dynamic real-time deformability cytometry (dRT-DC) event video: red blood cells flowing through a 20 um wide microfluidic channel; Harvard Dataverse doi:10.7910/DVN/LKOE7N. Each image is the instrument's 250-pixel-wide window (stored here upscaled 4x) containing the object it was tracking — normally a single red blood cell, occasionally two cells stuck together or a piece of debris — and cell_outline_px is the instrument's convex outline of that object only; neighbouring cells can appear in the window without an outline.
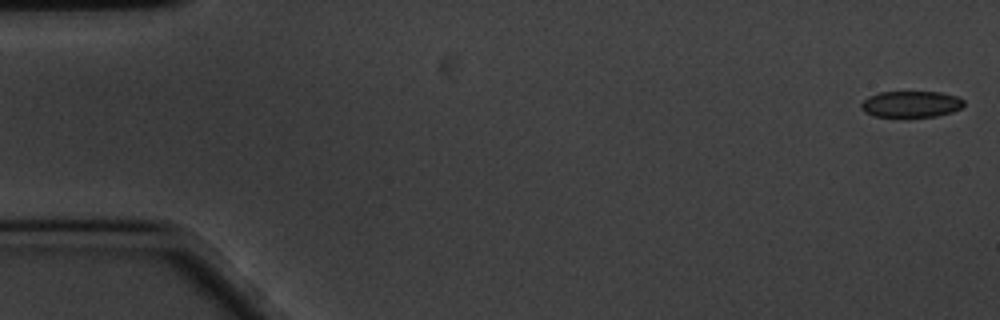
{"species": "common noctule bat (a hibernating species)", "species_latin": "Nyctalus noctula", "temperature_condition": "cold", "stored_images_in_passage": 59, "camera_frame_rate_fps": 3000, "um_per_image_px": 0.085, "animal": {"sex": "male", "body_mass_g": 20.1, "forearm_length_mm": 53.5}, "frame": {"image": 1, "passage_image": 1, "time_ms": 0.0, "image_size_px": [1000, 320], "cell_outline_px": [[964, 104], [960, 108], [952, 112], [936, 116], [872, 116], [864, 112], [860, 108], [860, 104], [868, 96], [880, 92], [940, 92], [956, 96], [964, 100]], "centroid_in_image_um": [77.41, 8.84], "position_along_channel_um": 7.6, "area_um2": 15.66}}
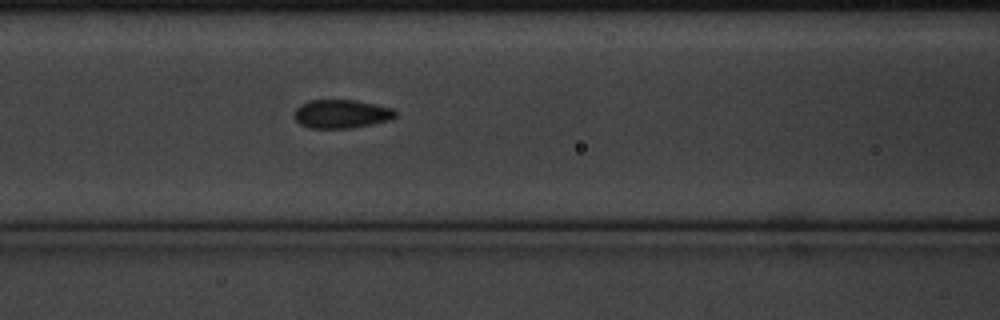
{"frame": {"image": 2, "passage_image": 24, "time_ms": 7.667, "image_size_px": [1000, 320], "cell_outline_px": [[396, 116], [392, 120], [352, 128], [308, 128], [300, 124], [292, 116], [292, 112], [300, 104], [312, 100], [356, 100], [392, 108], [396, 112]], "centroid_in_image_um": [28.99, 9.69], "position_along_channel_um": 137.6, "area_um2": 17.05}}
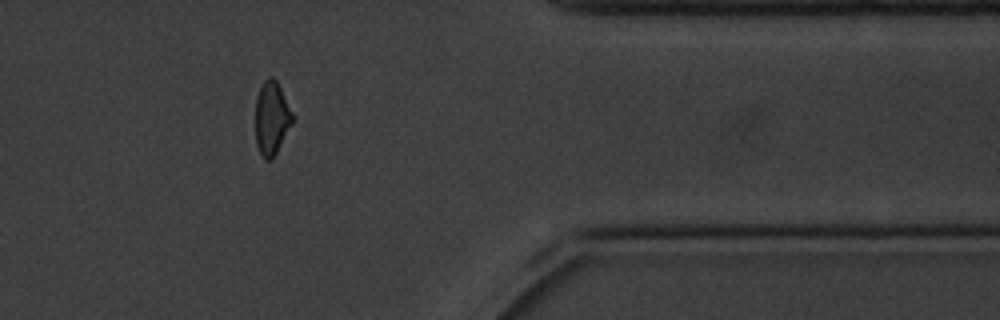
{"frame": {"image": 3, "passage_image": 48, "time_ms": 15.667, "image_size_px": [1000, 320], "cell_outline_px": [[292, 124], [272, 160], [264, 160], [256, 144], [256, 96], [264, 80], [268, 76], [272, 76], [276, 80], [292, 112]], "centroid_in_image_um": [23.07, 10.05], "position_along_channel_um": 388.3, "area_um2": 15.66}, "authors_computed_cell_mechanics": {"area_um2": 16.8198, "velocity_mm_per_s": 3.3807, "shape_relaxation_time_tau1_ms": 3.7184, "shape_relaxation_time_tau2_ms": 2.9527, "deformation_change_tau1": 0.1005, "deformation_change_tau2": 0.0744}}